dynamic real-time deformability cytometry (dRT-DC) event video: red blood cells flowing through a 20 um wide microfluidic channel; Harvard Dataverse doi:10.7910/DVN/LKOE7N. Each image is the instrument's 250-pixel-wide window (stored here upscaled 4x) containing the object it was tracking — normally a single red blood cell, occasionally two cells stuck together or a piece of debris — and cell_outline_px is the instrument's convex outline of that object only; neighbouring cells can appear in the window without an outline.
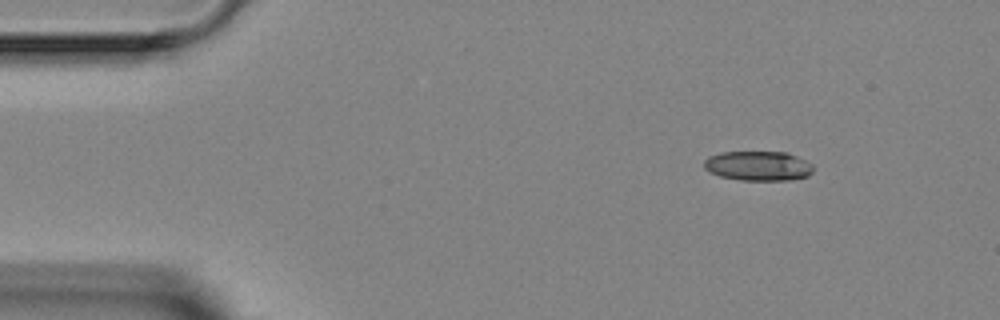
{"species": "Egyptian fruit bat (a non-hibernating species)", "species_latin": "Rousettus aegyptiacus", "temperature_condition": "room temperature", "stored_images_in_passage": 3, "segment_of_instrument_passage": [2, 2], "camera_frame_rate_fps": 3000, "um_per_image_px": 0.085, "animal": {"sex": "female"}, "frame": {"image": 1, "passage_image": 3, "time_ms": 3.333, "image_size_px": [1000, 320], "cell_outline_px": [[812, 172], [808, 176], [792, 180], [740, 180], [720, 176], [708, 172], [704, 168], [704, 160], [708, 156], [720, 152], [788, 152], [812, 164]], "centroid_in_image_um": [64.42, 14.1], "position_along_channel_um": 20.6, "area_um2": 18.96}}